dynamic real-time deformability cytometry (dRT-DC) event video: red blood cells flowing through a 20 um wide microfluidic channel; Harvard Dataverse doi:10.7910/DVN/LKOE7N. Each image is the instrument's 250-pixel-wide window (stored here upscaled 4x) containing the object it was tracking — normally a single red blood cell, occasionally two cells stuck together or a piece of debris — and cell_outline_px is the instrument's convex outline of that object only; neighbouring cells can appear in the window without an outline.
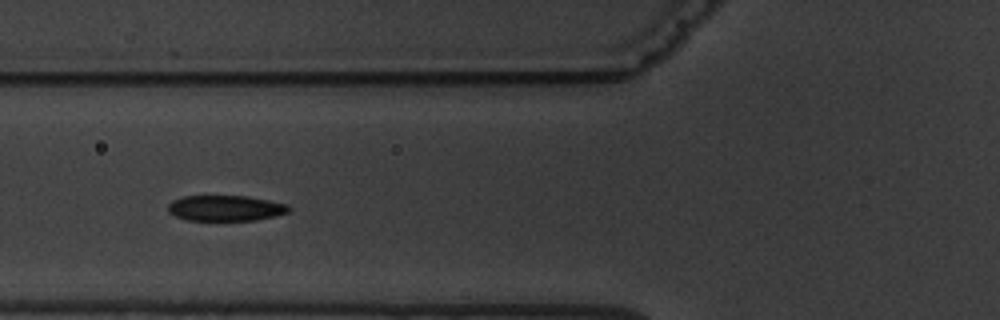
{"species": "common noctule bat (a hibernating species)", "species_latin": "Nyctalus noctula", "temperature_condition": "warm", "stored_images_in_passage": 9, "camera_frame_rate_fps": 3000, "um_per_image_px": 0.085, "animal": {"sex": "male", "body_mass_g": 19.5, "forearm_length_mm": 54.6}, "frame": {"image": 1, "passage_image": 6, "time_ms": 6.0, "image_size_px": [1000, 320], "cell_outline_px": [[292, 208], [288, 212], [276, 216], [256, 220], [188, 220], [176, 216], [168, 212], [168, 204], [172, 200], [184, 196], [248, 196], [288, 204]], "centroid_in_image_um": [19.19, 17.69], "position_along_channel_um": 106.6, "area_um2": 18.09}}